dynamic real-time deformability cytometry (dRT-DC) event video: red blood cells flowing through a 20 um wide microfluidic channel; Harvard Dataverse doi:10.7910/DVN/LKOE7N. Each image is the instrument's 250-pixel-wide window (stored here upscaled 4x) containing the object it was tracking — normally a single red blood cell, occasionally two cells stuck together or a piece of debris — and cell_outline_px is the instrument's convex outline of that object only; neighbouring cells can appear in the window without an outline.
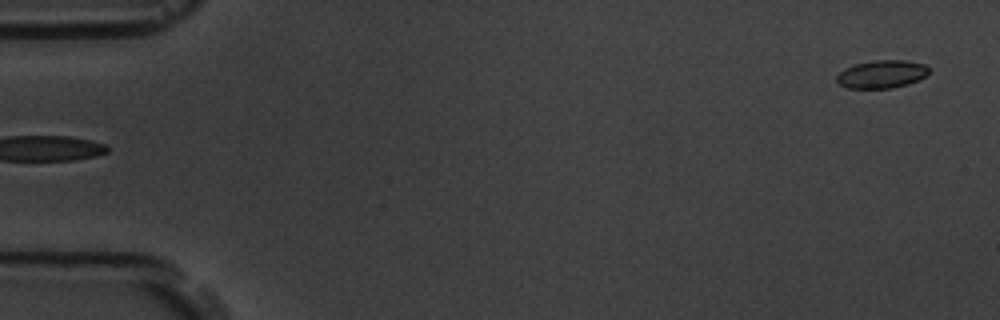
{"species": "common noctule bat (a hibernating species)", "species_latin": "Nyctalus noctula", "temperature_condition": "room temperature", "stored_images_in_passage": 4, "segment_of_instrument_passage": [2, 2], "camera_frame_rate_fps": 3000, "um_per_image_px": 0.085, "animal": {"sex": "male", "body_mass_g": 19.5, "forearm_length_mm": 54.6}, "frame": {"image": 1, "passage_image": 4, "time_ms": 3.667, "image_size_px": [1000, 320], "cell_outline_px": [[928, 76], [908, 84], [892, 88], [848, 88], [840, 84], [836, 80], [836, 76], [844, 68], [856, 64], [876, 60], [904, 60], [924, 64], [928, 68]], "centroid_in_image_um": [74.96, 6.31], "position_along_channel_um": 10.0, "area_um2": 14.97}}